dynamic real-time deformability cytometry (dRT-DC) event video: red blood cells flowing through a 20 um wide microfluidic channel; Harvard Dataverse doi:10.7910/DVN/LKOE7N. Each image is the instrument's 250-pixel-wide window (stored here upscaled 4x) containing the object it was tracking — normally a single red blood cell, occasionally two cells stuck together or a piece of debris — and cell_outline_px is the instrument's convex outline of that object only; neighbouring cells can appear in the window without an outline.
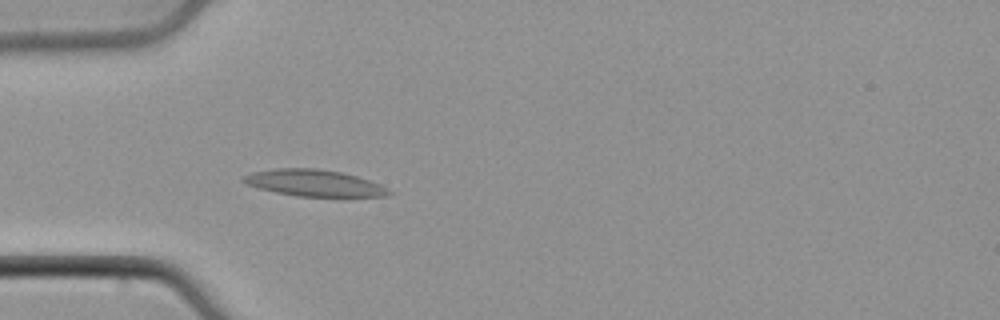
{"species": "common noctule bat (a hibernating species)", "species_latin": "Nyctalus noctula", "temperature_condition": "cold", "stored_images_in_passage": 50, "camera_frame_rate_fps": 3000, "um_per_image_px": 0.085, "animal": {"sex": "male", "body_mass_g": 21.5, "forearm_length_mm": 52.0}, "frame": {"image": 1, "passage_image": 15, "time_ms": 4.667, "image_size_px": [1000, 320], "cell_outline_px": [[392, 192], [388, 196], [296, 196], [276, 192], [260, 188], [248, 184], [240, 180], [244, 176], [252, 172], [276, 168], [316, 168], [344, 172], [380, 184]], "centroid_in_image_um": [26.7, 15.54], "position_along_channel_um": 58.3, "area_um2": 22.31}}
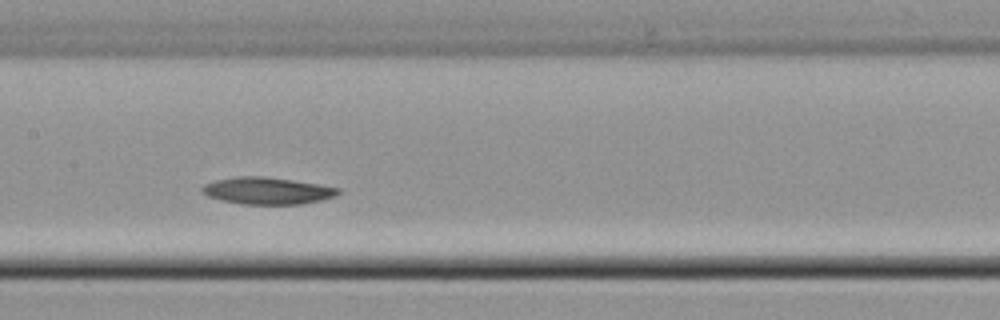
{"frame": {"image": 2, "passage_image": 25, "time_ms": 8.0, "image_size_px": [1000, 320], "cell_outline_px": [[340, 192], [336, 196], [320, 200], [300, 204], [244, 204], [220, 200], [208, 196], [200, 192], [200, 188], [204, 184], [216, 180], [236, 176], [264, 176], [320, 184], [340, 188]], "centroid_in_image_um": [22.7, 16.21], "position_along_channel_um": 184.7, "area_um2": 21.44}}
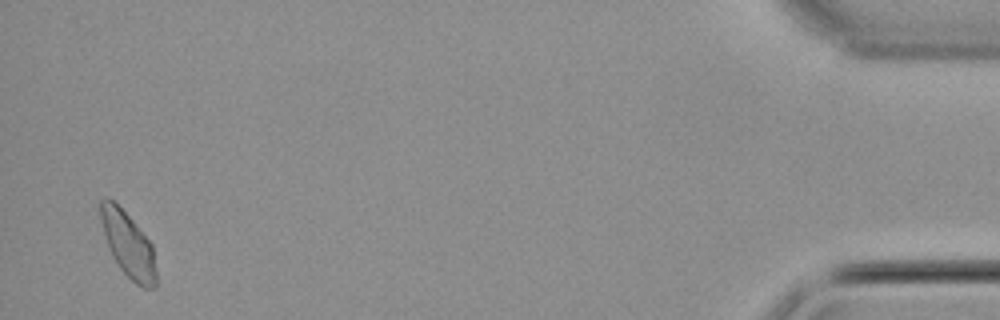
{"frame": {"image": 3, "passage_image": 49, "time_ms": 16.0, "image_size_px": [1000, 320], "cell_outline_px": [[156, 288], [144, 288], [136, 284], [120, 268], [112, 256], [100, 220], [100, 200], [104, 196], [108, 196], [132, 220], [152, 244], [156, 272]], "centroid_in_image_um": [10.89, 20.79], "position_along_channel_um": 424.3, "area_um2": 20.75}}